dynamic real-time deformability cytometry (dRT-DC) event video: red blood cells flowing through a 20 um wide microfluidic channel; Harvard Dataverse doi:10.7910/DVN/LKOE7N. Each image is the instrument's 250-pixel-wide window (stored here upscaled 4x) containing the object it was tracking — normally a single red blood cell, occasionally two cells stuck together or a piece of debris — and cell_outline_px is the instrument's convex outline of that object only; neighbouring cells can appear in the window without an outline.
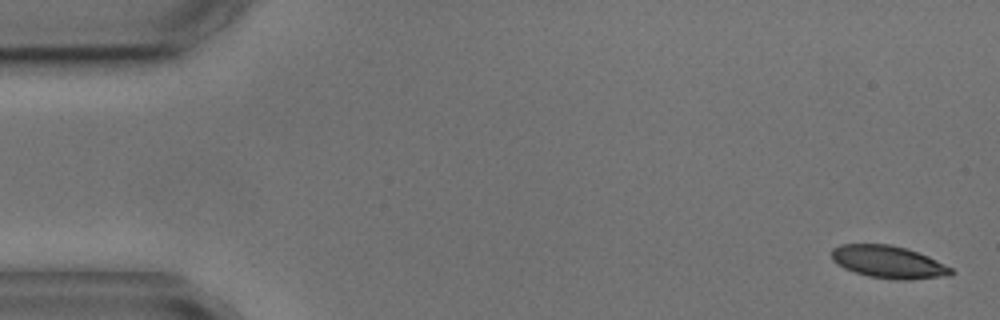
{"species": "common noctule bat (a hibernating species)", "species_latin": "Nyctalus noctula", "temperature_condition": "cold", "stored_images_in_passage": 7, "camera_frame_rate_fps": 3000, "um_per_image_px": 0.085, "animal": {"sex": "male", "body_mass_g": 17.9, "forearm_length_mm": 54.2}, "frame": {"image": 1, "passage_image": 1, "time_ms": 0.0, "image_size_px": [1000, 320], "cell_outline_px": [[956, 272], [952, 276], [912, 280], [896, 280], [868, 276], [844, 268], [836, 264], [832, 260], [832, 248], [840, 244], [888, 244], [904, 248], [928, 256], [952, 268]], "centroid_in_image_um": [75.54, 22.29], "position_along_channel_um": 9.5, "area_um2": 22.77}}
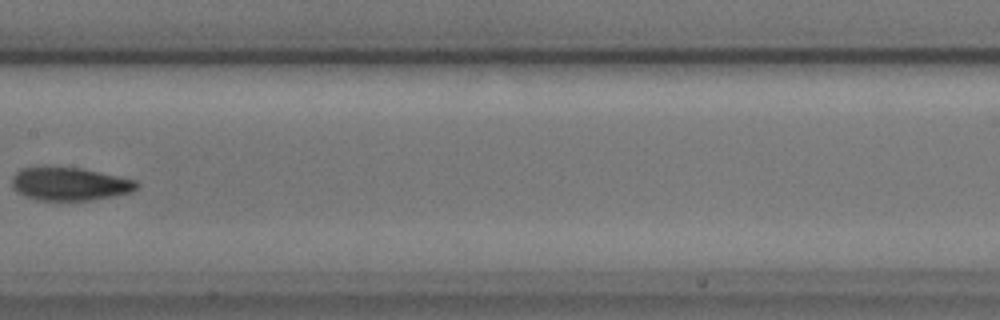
{"frame": {"image": 2, "passage_image": 6, "time_ms": 8.667, "image_size_px": [1000, 320], "cell_outline_px": [[140, 184], [132, 192], [92, 200], [36, 200], [16, 192], [12, 188], [12, 176], [16, 172], [24, 168], [80, 168], [136, 180]], "centroid_in_image_um": [5.92, 15.65], "position_along_channel_um": 201.5, "area_um2": 23.76}}
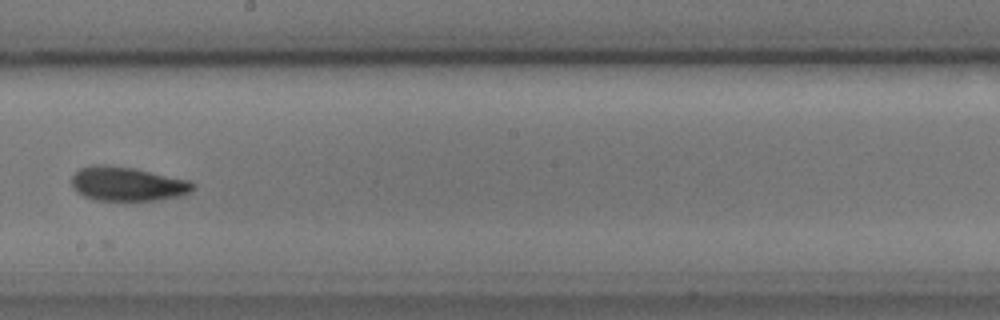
{"frame": {"image": 3, "passage_image": 7, "time_ms": 9.667, "image_size_px": [1000, 320], "cell_outline_px": [[196, 188], [180, 196], [156, 200], [96, 200], [84, 196], [76, 192], [72, 188], [72, 176], [80, 168], [92, 164], [108, 164], [136, 168], [192, 180], [196, 184]], "centroid_in_image_um": [10.85, 15.61], "position_along_channel_um": 237.4, "area_um2": 24.57}}